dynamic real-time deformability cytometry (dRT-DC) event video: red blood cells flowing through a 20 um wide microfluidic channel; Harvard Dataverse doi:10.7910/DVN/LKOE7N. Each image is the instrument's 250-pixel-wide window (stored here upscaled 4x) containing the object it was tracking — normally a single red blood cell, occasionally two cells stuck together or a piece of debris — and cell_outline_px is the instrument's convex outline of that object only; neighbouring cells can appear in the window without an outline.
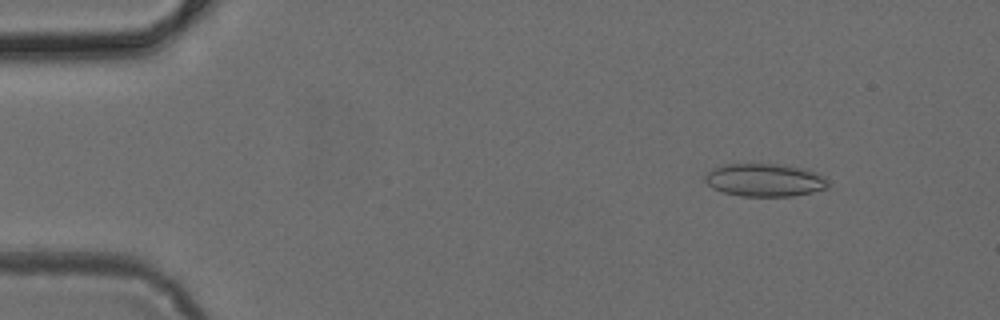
{"species": "common noctule bat (a hibernating species)", "species_latin": "Nyctalus noctula", "temperature_condition": "cold", "stored_images_in_passage": 49, "camera_frame_rate_fps": 3000, "um_per_image_px": 0.085, "animal": {"sex": "female", "body_mass_g": 24.6, "forearm_length_mm": 56.2}, "frame": {"image": 1, "passage_image": 6, "time_ms": 1.667, "image_size_px": [1000, 320], "cell_outline_px": [[828, 188], [812, 192], [792, 196], [740, 196], [720, 192], [712, 188], [704, 180], [704, 176], [712, 168], [724, 164], [784, 164], [804, 168], [816, 172], [824, 176], [828, 180]], "centroid_in_image_um": [65.0, 15.3], "position_along_channel_um": 20.0, "area_um2": 23.93}}
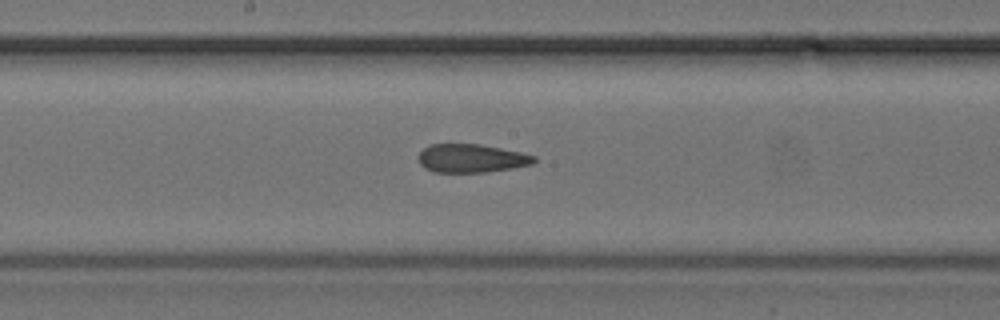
{"frame": {"image": 2, "passage_image": 26, "time_ms": 8.333, "image_size_px": [1000, 320], "cell_outline_px": [[536, 160], [532, 164], [512, 168], [484, 172], [436, 172], [424, 168], [420, 164], [416, 156], [428, 144], [480, 144], [520, 152], [536, 156]], "centroid_in_image_um": [40.03, 13.45], "position_along_channel_um": 208.2, "area_um2": 19.19}}
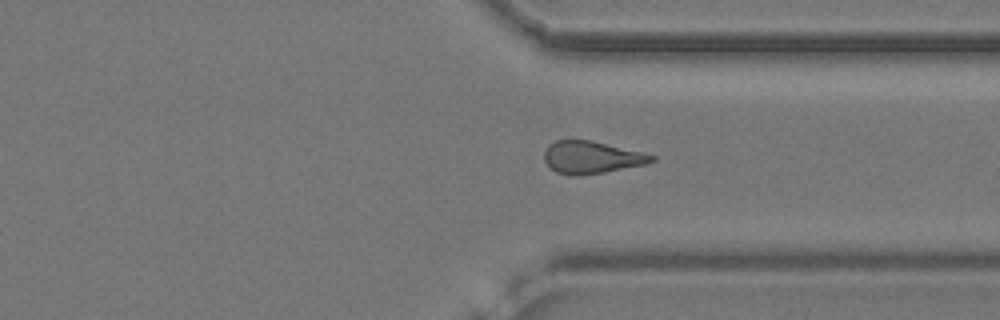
{"frame": {"image": 3, "passage_image": 37, "time_ms": 12.0, "image_size_px": [1000, 320], "cell_outline_px": [[656, 160], [648, 164], [604, 172], [580, 176], [568, 176], [556, 172], [544, 160], [544, 152], [548, 144], [556, 140], [592, 140], [656, 156]], "centroid_in_image_um": [50.27, 13.38], "position_along_channel_um": 361.1, "area_um2": 20.35}}